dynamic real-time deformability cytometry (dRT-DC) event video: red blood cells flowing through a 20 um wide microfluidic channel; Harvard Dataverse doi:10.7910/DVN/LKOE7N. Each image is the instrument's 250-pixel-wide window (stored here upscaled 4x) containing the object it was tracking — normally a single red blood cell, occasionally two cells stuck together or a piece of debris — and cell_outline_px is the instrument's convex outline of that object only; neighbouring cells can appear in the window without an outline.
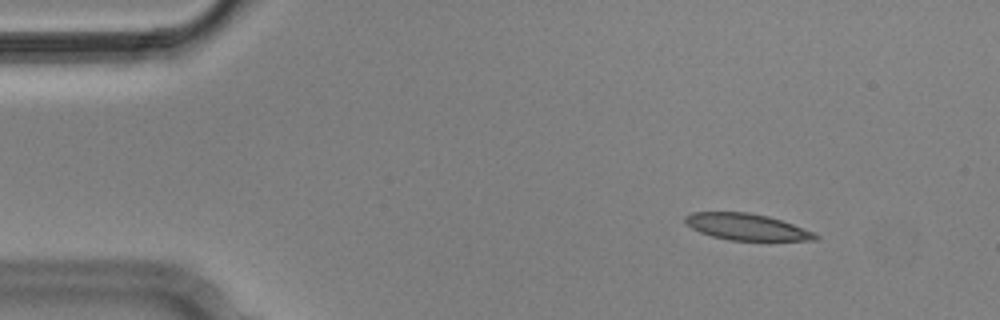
{"species": "Egyptian fruit bat (a non-hibernating species)", "species_latin": "Rousettus aegyptiacus", "temperature_condition": "cold", "stored_images_in_passage": 8, "camera_frame_rate_fps": 3000, "um_per_image_px": 0.085, "animal": {"sex": "male"}, "frame": {"image": 1, "passage_image": 1, "time_ms": 0.0, "image_size_px": [1000, 320], "cell_outline_px": [[820, 236], [816, 240], [728, 240], [712, 236], [700, 232], [692, 228], [684, 220], [684, 216], [692, 212], [748, 212], [768, 216], [792, 224], [812, 232]], "centroid_in_image_um": [63.43, 19.28], "position_along_channel_um": 21.6, "area_um2": 19.83}}
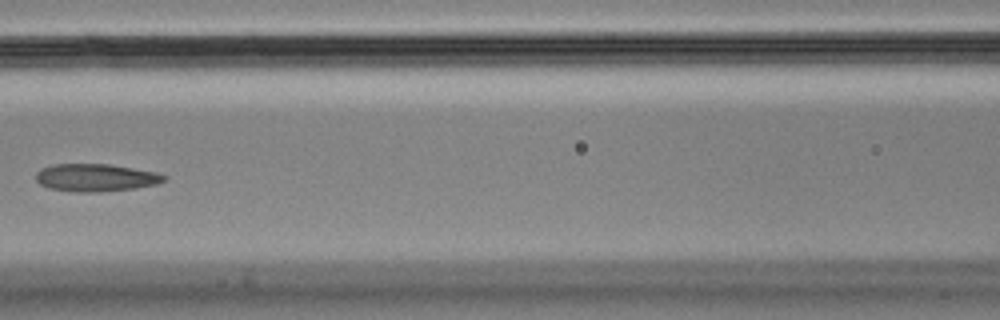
{"frame": {"image": 2, "passage_image": 6, "time_ms": 1.667, "image_size_px": [1000, 320], "cell_outline_px": [[168, 176], [164, 180], [156, 184], [136, 188], [92, 192], [76, 192], [48, 188], [40, 184], [36, 180], [36, 172], [40, 168], [52, 164], [108, 164], [156, 172]], "centroid_in_image_um": [8.1, 15.09], "position_along_channel_um": 158.5, "area_um2": 20.58}}
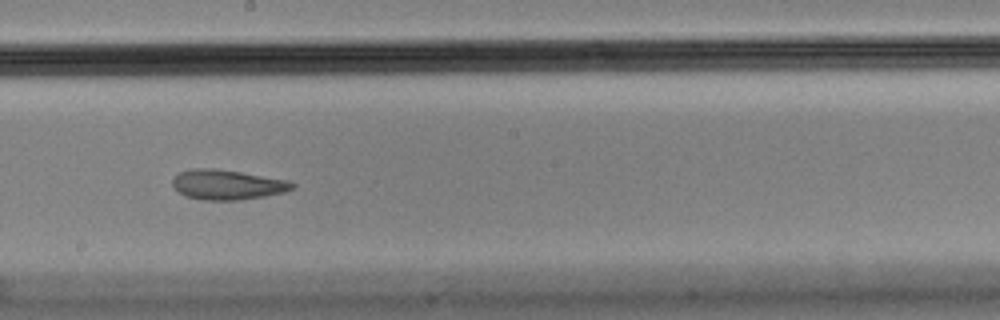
{"frame": {"image": 3, "passage_image": 8, "time_ms": 2.333, "image_size_px": [1000, 320], "cell_outline_px": [[296, 188], [284, 192], [264, 196], [240, 200], [204, 200], [184, 196], [172, 184], [172, 180], [180, 172], [192, 168], [212, 168], [240, 172], [288, 180], [296, 184]], "centroid_in_image_um": [19.34, 15.7], "position_along_channel_um": 228.9, "area_um2": 20.81}}